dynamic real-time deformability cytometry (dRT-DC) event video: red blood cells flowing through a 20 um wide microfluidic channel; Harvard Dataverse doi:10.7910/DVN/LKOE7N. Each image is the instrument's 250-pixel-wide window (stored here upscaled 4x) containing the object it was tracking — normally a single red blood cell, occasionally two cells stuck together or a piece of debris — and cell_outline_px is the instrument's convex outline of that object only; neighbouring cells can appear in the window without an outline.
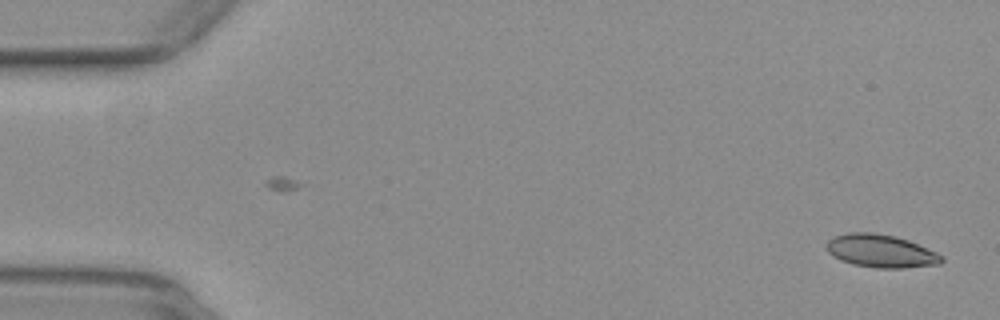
{"species": "common noctule bat (a hibernating species)", "species_latin": "Nyctalus noctula", "temperature_condition": "warm", "stored_images_in_passage": 52, "camera_frame_rate_fps": 3000, "um_per_image_px": 0.085, "animal": {"sex": "female", "body_mass_g": 29.2, "forearm_length_mm": 56.3}, "frame": {"image": 1, "passage_image": 1, "time_ms": 0.0, "image_size_px": [1000, 320], "cell_outline_px": [[944, 260], [940, 264], [904, 268], [876, 268], [852, 264], [840, 260], [832, 256], [828, 252], [828, 240], [836, 236], [848, 232], [872, 232], [896, 236], [908, 240], [936, 252], [944, 256]], "centroid_in_image_um": [74.89, 21.34], "position_along_channel_um": 10.1, "area_um2": 22.14}}
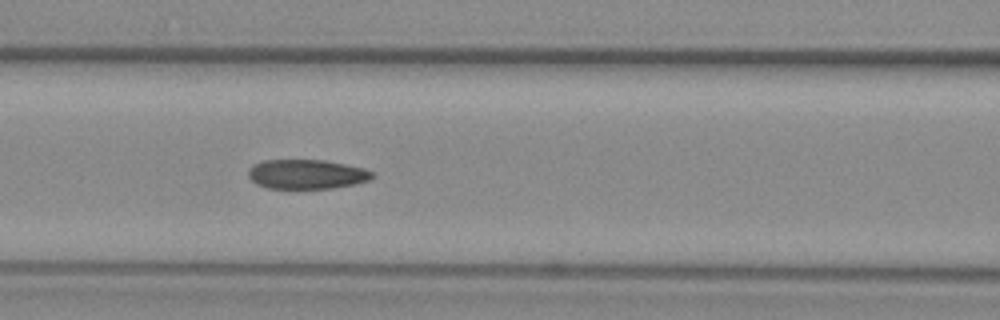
{"frame": {"image": 2, "passage_image": 22, "time_ms": 7.0, "image_size_px": [1000, 320], "cell_outline_px": [[372, 176], [368, 180], [356, 184], [332, 188], [268, 188], [256, 184], [248, 176], [248, 168], [264, 160], [324, 160], [364, 168], [372, 172]], "centroid_in_image_um": [26.04, 14.81], "position_along_channel_um": 140.6, "area_um2": 21.1}}
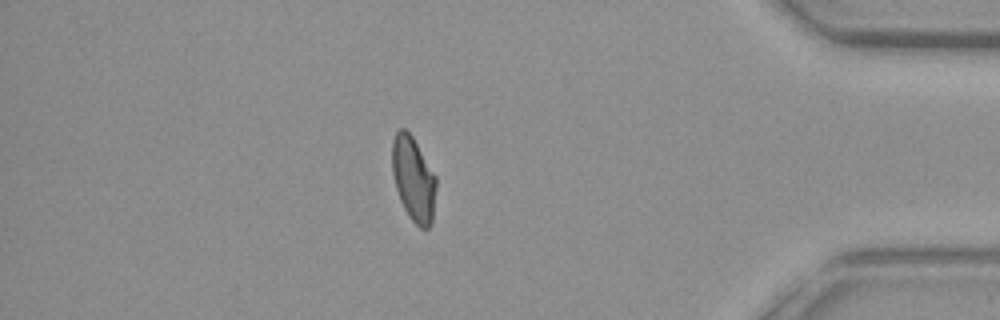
{"frame": {"image": 3, "passage_image": 45, "time_ms": 14.667, "image_size_px": [1000, 320], "cell_outline_px": [[436, 188], [432, 224], [428, 228], [420, 228], [408, 216], [400, 200], [396, 188], [392, 172], [392, 140], [396, 132], [400, 128], [404, 128], [412, 136], [436, 176]], "centroid_in_image_um": [35.14, 15.22], "position_along_channel_um": 400.1, "area_um2": 21.68}, "authors_computed_cell_mechanics": {"area_um2": 22.0796, "velocity_mm_per_s": 3.9074, "shape_relaxation_time_tau1_ms": null, "shape_relaxation_time_tau2_ms": 2.0506, "deformation_change_tau1": null, "deformation_change_tau2": 0.078}}